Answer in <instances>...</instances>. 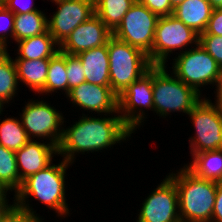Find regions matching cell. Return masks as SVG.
Wrapping results in <instances>:
<instances>
[{
  "mask_svg": "<svg viewBox=\"0 0 222 222\" xmlns=\"http://www.w3.org/2000/svg\"><path fill=\"white\" fill-rule=\"evenodd\" d=\"M79 115L78 121H73L72 124L64 120L62 138L57 147L58 158L62 157L68 163L78 162L81 154L106 153L114 145L122 146L123 143L130 142L135 135L119 113ZM66 122L70 125L67 126Z\"/></svg>",
  "mask_w": 222,
  "mask_h": 222,
  "instance_id": "1",
  "label": "cell"
},
{
  "mask_svg": "<svg viewBox=\"0 0 222 222\" xmlns=\"http://www.w3.org/2000/svg\"><path fill=\"white\" fill-rule=\"evenodd\" d=\"M60 159L59 162L58 160L57 163L52 162L46 168L26 178L13 196L15 205L31 215L42 218L45 222L44 216L36 213L37 210L34 209L35 206L32 205V201H38L37 204L40 203L44 207L46 206L45 209L47 208L48 213L53 211L60 222H62V219L66 220L73 213V208H70L67 199L69 197L67 188L70 186V182L68 184L69 180H66L68 179L67 170L70 166L72 168L73 164L68 163L63 158Z\"/></svg>",
  "mask_w": 222,
  "mask_h": 222,
  "instance_id": "2",
  "label": "cell"
},
{
  "mask_svg": "<svg viewBox=\"0 0 222 222\" xmlns=\"http://www.w3.org/2000/svg\"><path fill=\"white\" fill-rule=\"evenodd\" d=\"M179 167L167 175L176 185L181 222H211L217 182L196 176L182 163Z\"/></svg>",
  "mask_w": 222,
  "mask_h": 222,
  "instance_id": "3",
  "label": "cell"
},
{
  "mask_svg": "<svg viewBox=\"0 0 222 222\" xmlns=\"http://www.w3.org/2000/svg\"><path fill=\"white\" fill-rule=\"evenodd\" d=\"M202 98L166 65H153L154 116L157 115L159 119H165V122L175 113L187 117Z\"/></svg>",
  "mask_w": 222,
  "mask_h": 222,
  "instance_id": "4",
  "label": "cell"
},
{
  "mask_svg": "<svg viewBox=\"0 0 222 222\" xmlns=\"http://www.w3.org/2000/svg\"><path fill=\"white\" fill-rule=\"evenodd\" d=\"M172 60L168 69L202 97H207L206 89H214L222 75V68L199 43Z\"/></svg>",
  "mask_w": 222,
  "mask_h": 222,
  "instance_id": "5",
  "label": "cell"
},
{
  "mask_svg": "<svg viewBox=\"0 0 222 222\" xmlns=\"http://www.w3.org/2000/svg\"><path fill=\"white\" fill-rule=\"evenodd\" d=\"M45 99L40 96L37 99H26L27 102L24 101L18 115L30 140H42L58 147L62 138L63 123L67 119L65 112L61 108L58 109V103L56 108V105L53 106L54 103L50 102L51 98Z\"/></svg>",
  "mask_w": 222,
  "mask_h": 222,
  "instance_id": "6",
  "label": "cell"
},
{
  "mask_svg": "<svg viewBox=\"0 0 222 222\" xmlns=\"http://www.w3.org/2000/svg\"><path fill=\"white\" fill-rule=\"evenodd\" d=\"M110 87L119 96L153 66L146 53L112 36L107 42Z\"/></svg>",
  "mask_w": 222,
  "mask_h": 222,
  "instance_id": "7",
  "label": "cell"
},
{
  "mask_svg": "<svg viewBox=\"0 0 222 222\" xmlns=\"http://www.w3.org/2000/svg\"><path fill=\"white\" fill-rule=\"evenodd\" d=\"M198 42L199 34L192 28L173 15L163 16L158 19L148 57L152 65H169L173 57L195 47Z\"/></svg>",
  "mask_w": 222,
  "mask_h": 222,
  "instance_id": "8",
  "label": "cell"
},
{
  "mask_svg": "<svg viewBox=\"0 0 222 222\" xmlns=\"http://www.w3.org/2000/svg\"><path fill=\"white\" fill-rule=\"evenodd\" d=\"M194 133L188 138L190 158L197 153L222 149V114L203 97L187 115Z\"/></svg>",
  "mask_w": 222,
  "mask_h": 222,
  "instance_id": "9",
  "label": "cell"
},
{
  "mask_svg": "<svg viewBox=\"0 0 222 222\" xmlns=\"http://www.w3.org/2000/svg\"><path fill=\"white\" fill-rule=\"evenodd\" d=\"M148 110L154 114L153 66L118 96L119 115L134 133L149 121Z\"/></svg>",
  "mask_w": 222,
  "mask_h": 222,
  "instance_id": "10",
  "label": "cell"
},
{
  "mask_svg": "<svg viewBox=\"0 0 222 222\" xmlns=\"http://www.w3.org/2000/svg\"><path fill=\"white\" fill-rule=\"evenodd\" d=\"M159 18L136 0L123 17L121 24L113 32V36L139 48L148 55L152 50Z\"/></svg>",
  "mask_w": 222,
  "mask_h": 222,
  "instance_id": "11",
  "label": "cell"
},
{
  "mask_svg": "<svg viewBox=\"0 0 222 222\" xmlns=\"http://www.w3.org/2000/svg\"><path fill=\"white\" fill-rule=\"evenodd\" d=\"M139 206L141 207L135 213L137 215L133 221L181 222L176 185L167 174L147 193Z\"/></svg>",
  "mask_w": 222,
  "mask_h": 222,
  "instance_id": "12",
  "label": "cell"
},
{
  "mask_svg": "<svg viewBox=\"0 0 222 222\" xmlns=\"http://www.w3.org/2000/svg\"><path fill=\"white\" fill-rule=\"evenodd\" d=\"M56 11L47 15L48 31L60 45L81 23L95 15L94 0H50Z\"/></svg>",
  "mask_w": 222,
  "mask_h": 222,
  "instance_id": "13",
  "label": "cell"
},
{
  "mask_svg": "<svg viewBox=\"0 0 222 222\" xmlns=\"http://www.w3.org/2000/svg\"><path fill=\"white\" fill-rule=\"evenodd\" d=\"M67 102L82 115H104L118 112V95L110 86L83 82L70 89L65 97ZM90 113V114H89ZM93 113V114H92Z\"/></svg>",
  "mask_w": 222,
  "mask_h": 222,
  "instance_id": "14",
  "label": "cell"
},
{
  "mask_svg": "<svg viewBox=\"0 0 222 222\" xmlns=\"http://www.w3.org/2000/svg\"><path fill=\"white\" fill-rule=\"evenodd\" d=\"M112 36V31L95 14L70 33L59 45V51L77 55L82 51L107 44Z\"/></svg>",
  "mask_w": 222,
  "mask_h": 222,
  "instance_id": "15",
  "label": "cell"
},
{
  "mask_svg": "<svg viewBox=\"0 0 222 222\" xmlns=\"http://www.w3.org/2000/svg\"><path fill=\"white\" fill-rule=\"evenodd\" d=\"M21 182L46 168L58 157L57 146L42 140H29L15 152ZM57 156V157H56Z\"/></svg>",
  "mask_w": 222,
  "mask_h": 222,
  "instance_id": "16",
  "label": "cell"
},
{
  "mask_svg": "<svg viewBox=\"0 0 222 222\" xmlns=\"http://www.w3.org/2000/svg\"><path fill=\"white\" fill-rule=\"evenodd\" d=\"M18 76L19 85L28 88L36 97L44 96L50 59H13Z\"/></svg>",
  "mask_w": 222,
  "mask_h": 222,
  "instance_id": "17",
  "label": "cell"
},
{
  "mask_svg": "<svg viewBox=\"0 0 222 222\" xmlns=\"http://www.w3.org/2000/svg\"><path fill=\"white\" fill-rule=\"evenodd\" d=\"M85 72L86 82L110 86L107 44L77 54Z\"/></svg>",
  "mask_w": 222,
  "mask_h": 222,
  "instance_id": "18",
  "label": "cell"
},
{
  "mask_svg": "<svg viewBox=\"0 0 222 222\" xmlns=\"http://www.w3.org/2000/svg\"><path fill=\"white\" fill-rule=\"evenodd\" d=\"M13 59H50L59 51V44L49 31L15 43ZM16 56V57H15Z\"/></svg>",
  "mask_w": 222,
  "mask_h": 222,
  "instance_id": "19",
  "label": "cell"
},
{
  "mask_svg": "<svg viewBox=\"0 0 222 222\" xmlns=\"http://www.w3.org/2000/svg\"><path fill=\"white\" fill-rule=\"evenodd\" d=\"M212 11L208 0H184L174 8L173 16L200 35L207 27Z\"/></svg>",
  "mask_w": 222,
  "mask_h": 222,
  "instance_id": "20",
  "label": "cell"
},
{
  "mask_svg": "<svg viewBox=\"0 0 222 222\" xmlns=\"http://www.w3.org/2000/svg\"><path fill=\"white\" fill-rule=\"evenodd\" d=\"M11 51H5L0 56V106L6 109L16 100L19 101L16 97L21 92Z\"/></svg>",
  "mask_w": 222,
  "mask_h": 222,
  "instance_id": "21",
  "label": "cell"
},
{
  "mask_svg": "<svg viewBox=\"0 0 222 222\" xmlns=\"http://www.w3.org/2000/svg\"><path fill=\"white\" fill-rule=\"evenodd\" d=\"M189 160L183 164L196 176L222 182V149L197 153Z\"/></svg>",
  "mask_w": 222,
  "mask_h": 222,
  "instance_id": "22",
  "label": "cell"
},
{
  "mask_svg": "<svg viewBox=\"0 0 222 222\" xmlns=\"http://www.w3.org/2000/svg\"><path fill=\"white\" fill-rule=\"evenodd\" d=\"M55 94V98L57 95L61 97V94L64 95V97L68 95L66 53L61 51H58L52 58H50L47 79L44 87L45 98L50 97V95L52 98Z\"/></svg>",
  "mask_w": 222,
  "mask_h": 222,
  "instance_id": "23",
  "label": "cell"
},
{
  "mask_svg": "<svg viewBox=\"0 0 222 222\" xmlns=\"http://www.w3.org/2000/svg\"><path fill=\"white\" fill-rule=\"evenodd\" d=\"M4 111L7 112L9 110L3 108L0 111V145L16 152L30 139L23 128L19 115L16 117L9 115L7 117L8 112L5 114ZM3 114H5L6 118ZM2 116H4L3 119Z\"/></svg>",
  "mask_w": 222,
  "mask_h": 222,
  "instance_id": "24",
  "label": "cell"
},
{
  "mask_svg": "<svg viewBox=\"0 0 222 222\" xmlns=\"http://www.w3.org/2000/svg\"><path fill=\"white\" fill-rule=\"evenodd\" d=\"M44 11L45 10H38L29 13L15 14L14 43L40 35L48 30V12Z\"/></svg>",
  "mask_w": 222,
  "mask_h": 222,
  "instance_id": "25",
  "label": "cell"
},
{
  "mask_svg": "<svg viewBox=\"0 0 222 222\" xmlns=\"http://www.w3.org/2000/svg\"><path fill=\"white\" fill-rule=\"evenodd\" d=\"M95 14L112 31L121 24L123 17L136 0H94Z\"/></svg>",
  "mask_w": 222,
  "mask_h": 222,
  "instance_id": "26",
  "label": "cell"
},
{
  "mask_svg": "<svg viewBox=\"0 0 222 222\" xmlns=\"http://www.w3.org/2000/svg\"><path fill=\"white\" fill-rule=\"evenodd\" d=\"M0 183L13 196L20 189L22 182L19 178L15 151L0 145Z\"/></svg>",
  "mask_w": 222,
  "mask_h": 222,
  "instance_id": "27",
  "label": "cell"
},
{
  "mask_svg": "<svg viewBox=\"0 0 222 222\" xmlns=\"http://www.w3.org/2000/svg\"><path fill=\"white\" fill-rule=\"evenodd\" d=\"M14 17L15 14L4 5L0 7V46L6 51L14 43Z\"/></svg>",
  "mask_w": 222,
  "mask_h": 222,
  "instance_id": "28",
  "label": "cell"
},
{
  "mask_svg": "<svg viewBox=\"0 0 222 222\" xmlns=\"http://www.w3.org/2000/svg\"><path fill=\"white\" fill-rule=\"evenodd\" d=\"M77 55L66 54V72L68 78V93L70 89L86 82L85 72Z\"/></svg>",
  "mask_w": 222,
  "mask_h": 222,
  "instance_id": "29",
  "label": "cell"
},
{
  "mask_svg": "<svg viewBox=\"0 0 222 222\" xmlns=\"http://www.w3.org/2000/svg\"><path fill=\"white\" fill-rule=\"evenodd\" d=\"M222 68V36L199 35V42Z\"/></svg>",
  "mask_w": 222,
  "mask_h": 222,
  "instance_id": "30",
  "label": "cell"
},
{
  "mask_svg": "<svg viewBox=\"0 0 222 222\" xmlns=\"http://www.w3.org/2000/svg\"><path fill=\"white\" fill-rule=\"evenodd\" d=\"M0 222H45L42 218L31 215L26 210L13 204L1 217Z\"/></svg>",
  "mask_w": 222,
  "mask_h": 222,
  "instance_id": "31",
  "label": "cell"
},
{
  "mask_svg": "<svg viewBox=\"0 0 222 222\" xmlns=\"http://www.w3.org/2000/svg\"><path fill=\"white\" fill-rule=\"evenodd\" d=\"M140 4L146 6L151 12L159 17L173 15L174 9L170 0H137Z\"/></svg>",
  "mask_w": 222,
  "mask_h": 222,
  "instance_id": "32",
  "label": "cell"
},
{
  "mask_svg": "<svg viewBox=\"0 0 222 222\" xmlns=\"http://www.w3.org/2000/svg\"><path fill=\"white\" fill-rule=\"evenodd\" d=\"M3 5L14 14H23L41 10L35 5V0H3Z\"/></svg>",
  "mask_w": 222,
  "mask_h": 222,
  "instance_id": "33",
  "label": "cell"
},
{
  "mask_svg": "<svg viewBox=\"0 0 222 222\" xmlns=\"http://www.w3.org/2000/svg\"><path fill=\"white\" fill-rule=\"evenodd\" d=\"M200 35L222 36V8L213 9L207 27Z\"/></svg>",
  "mask_w": 222,
  "mask_h": 222,
  "instance_id": "34",
  "label": "cell"
},
{
  "mask_svg": "<svg viewBox=\"0 0 222 222\" xmlns=\"http://www.w3.org/2000/svg\"><path fill=\"white\" fill-rule=\"evenodd\" d=\"M211 222H222V182H217V190Z\"/></svg>",
  "mask_w": 222,
  "mask_h": 222,
  "instance_id": "35",
  "label": "cell"
},
{
  "mask_svg": "<svg viewBox=\"0 0 222 222\" xmlns=\"http://www.w3.org/2000/svg\"><path fill=\"white\" fill-rule=\"evenodd\" d=\"M212 91H214L213 93L211 92L212 96L214 94V100H211L212 96H208V98L216 106L217 110L222 114V75L216 83L214 90Z\"/></svg>",
  "mask_w": 222,
  "mask_h": 222,
  "instance_id": "36",
  "label": "cell"
},
{
  "mask_svg": "<svg viewBox=\"0 0 222 222\" xmlns=\"http://www.w3.org/2000/svg\"><path fill=\"white\" fill-rule=\"evenodd\" d=\"M10 195H0V217L14 204V197Z\"/></svg>",
  "mask_w": 222,
  "mask_h": 222,
  "instance_id": "37",
  "label": "cell"
},
{
  "mask_svg": "<svg viewBox=\"0 0 222 222\" xmlns=\"http://www.w3.org/2000/svg\"><path fill=\"white\" fill-rule=\"evenodd\" d=\"M213 9L222 8V0H208Z\"/></svg>",
  "mask_w": 222,
  "mask_h": 222,
  "instance_id": "38",
  "label": "cell"
},
{
  "mask_svg": "<svg viewBox=\"0 0 222 222\" xmlns=\"http://www.w3.org/2000/svg\"><path fill=\"white\" fill-rule=\"evenodd\" d=\"M13 195L0 183V195Z\"/></svg>",
  "mask_w": 222,
  "mask_h": 222,
  "instance_id": "39",
  "label": "cell"
},
{
  "mask_svg": "<svg viewBox=\"0 0 222 222\" xmlns=\"http://www.w3.org/2000/svg\"><path fill=\"white\" fill-rule=\"evenodd\" d=\"M184 0H170L171 6L174 9L177 7L179 4H181Z\"/></svg>",
  "mask_w": 222,
  "mask_h": 222,
  "instance_id": "40",
  "label": "cell"
},
{
  "mask_svg": "<svg viewBox=\"0 0 222 222\" xmlns=\"http://www.w3.org/2000/svg\"><path fill=\"white\" fill-rule=\"evenodd\" d=\"M6 50L0 46V56L5 52Z\"/></svg>",
  "mask_w": 222,
  "mask_h": 222,
  "instance_id": "41",
  "label": "cell"
},
{
  "mask_svg": "<svg viewBox=\"0 0 222 222\" xmlns=\"http://www.w3.org/2000/svg\"><path fill=\"white\" fill-rule=\"evenodd\" d=\"M3 6V0H0V7Z\"/></svg>",
  "mask_w": 222,
  "mask_h": 222,
  "instance_id": "42",
  "label": "cell"
}]
</instances>
